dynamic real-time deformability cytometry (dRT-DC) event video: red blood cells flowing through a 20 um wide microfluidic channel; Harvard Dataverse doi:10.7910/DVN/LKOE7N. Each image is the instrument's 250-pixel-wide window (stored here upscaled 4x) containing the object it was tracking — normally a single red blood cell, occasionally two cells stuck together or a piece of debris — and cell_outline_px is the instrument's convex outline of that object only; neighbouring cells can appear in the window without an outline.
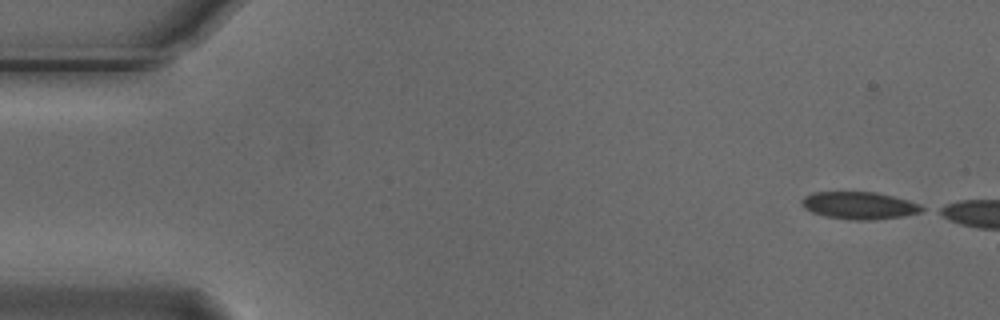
{"species": "Egyptian fruit bat (a non-hibernating species)", "species_latin": "Rousettus aegyptiacus", "temperature_condition": "cold", "stored_images_in_passage": 2, "camera_frame_rate_fps": 3000, "um_per_image_px": 0.085, "animal": {"sex": "male"}, "frame": {"image": 1, "passage_image": 1, "time_ms": 0.0, "image_size_px": [1000, 320], "cell_outline_px": [[928, 208], [920, 212], [904, 216], [872, 220], [852, 220], [824, 216], [812, 212], [804, 208], [800, 200], [804, 196], [812, 192], [876, 192], [908, 200], [920, 204]], "centroid_in_image_um": [73.04, 17.47], "position_along_channel_um": 12.0, "area_um2": 19.31}}